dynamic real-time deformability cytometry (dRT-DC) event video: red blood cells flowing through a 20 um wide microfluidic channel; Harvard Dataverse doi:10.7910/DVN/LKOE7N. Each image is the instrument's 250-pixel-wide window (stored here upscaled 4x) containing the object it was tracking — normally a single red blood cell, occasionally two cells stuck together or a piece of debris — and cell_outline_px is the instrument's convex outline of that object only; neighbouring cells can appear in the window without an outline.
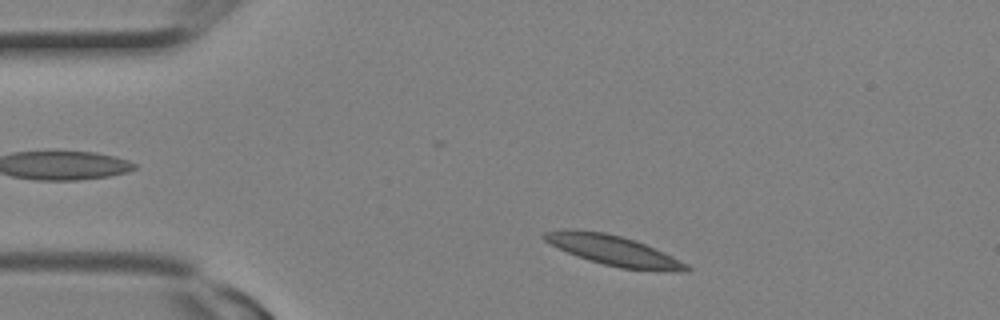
{"species": "Egyptian fruit bat (a non-hibernating species)", "species_latin": "Rousettus aegyptiacus", "temperature_condition": "room temperature", "stored_images_in_passage": 2, "camera_frame_rate_fps": 3000, "um_per_image_px": 0.085, "animal": {"sex": "female"}, "frame": {"image": 1, "passage_image": 2, "time_ms": 0.333, "image_size_px": [1000, 320], "cell_outline_px": [[692, 268], [688, 272], [664, 272], [620, 268], [588, 260], [568, 252], [544, 240], [540, 236], [544, 232], [564, 228], [576, 228], [604, 232], [636, 240], [664, 252], [688, 264]], "centroid_in_image_um": [52.19, 21.29], "position_along_channel_um": 32.8, "area_um2": 25.32}}